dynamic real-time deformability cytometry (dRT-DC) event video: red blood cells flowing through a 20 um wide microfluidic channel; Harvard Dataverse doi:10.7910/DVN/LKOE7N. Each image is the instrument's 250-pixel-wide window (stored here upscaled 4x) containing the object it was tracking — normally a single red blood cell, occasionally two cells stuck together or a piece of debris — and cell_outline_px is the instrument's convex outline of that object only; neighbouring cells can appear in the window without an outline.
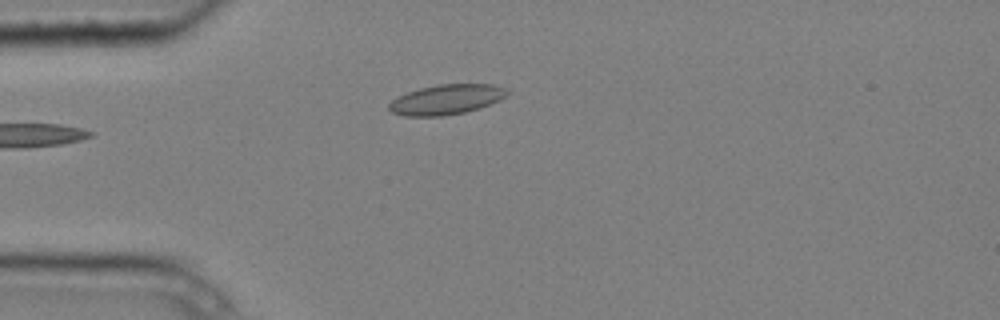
{"species": "common noctule bat (a hibernating species)", "species_latin": "Nyctalus noctula", "temperature_condition": "cold", "stored_images_in_passage": 4, "camera_frame_rate_fps": 3000, "um_per_image_px": 0.085, "animal": {"sex": "male", "body_mass_g": 20.4}, "frame": {"image": 1, "passage_image": 4, "time_ms": 1.0, "image_size_px": [1000, 320], "cell_outline_px": [[508, 96], [500, 100], [480, 108], [464, 112], [444, 116], [404, 116], [392, 112], [388, 108], [388, 104], [392, 100], [408, 92], [420, 88], [436, 84], [492, 84], [508, 88]], "centroid_in_image_um": [37.98, 8.45], "position_along_channel_um": 47.0, "area_um2": 20.75}}